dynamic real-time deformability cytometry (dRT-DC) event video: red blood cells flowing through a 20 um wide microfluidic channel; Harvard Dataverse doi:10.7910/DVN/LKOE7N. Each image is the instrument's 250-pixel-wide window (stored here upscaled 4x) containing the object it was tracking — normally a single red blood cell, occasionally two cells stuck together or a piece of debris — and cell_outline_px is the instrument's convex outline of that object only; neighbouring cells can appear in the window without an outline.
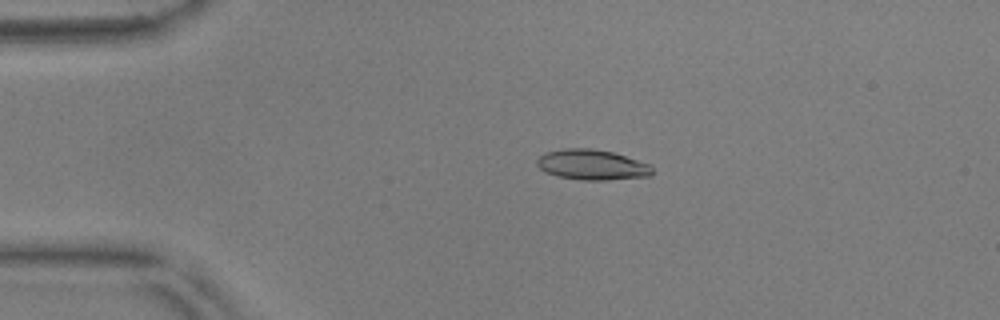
{"species": "common noctule bat (a hibernating species)", "species_latin": "Nyctalus noctula", "temperature_condition": "warm", "stored_images_in_passage": 47, "camera_frame_rate_fps": 3000, "um_per_image_px": 0.085, "animal": {"sex": "male", "body_mass_g": 17.9, "forearm_length_mm": 54.2}, "frame": {"image": 1, "passage_image": 4, "time_ms": 1.0, "image_size_px": [1000, 320], "cell_outline_px": [[656, 172], [652, 176], [608, 180], [580, 180], [556, 176], [544, 172], [536, 164], [536, 160], [544, 152], [564, 148], [592, 148], [612, 152], [652, 164]], "centroid_in_image_um": [50.36, 14.01], "position_along_channel_um": 34.6, "area_um2": 20.87}}
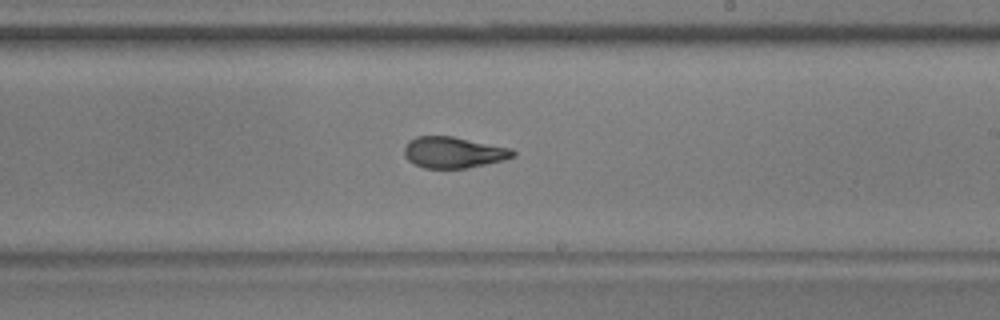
{"frame": {"image": 2, "passage_image": 25, "time_ms": 8.0, "image_size_px": [1000, 320], "cell_outline_px": [[516, 156], [504, 160], [464, 168], [424, 168], [408, 160], [404, 152], [404, 148], [408, 140], [416, 136], [452, 136], [512, 148], [516, 152]], "centroid_in_image_um": [38.56, 12.94], "position_along_channel_um": 250.4, "area_um2": 19.71}}
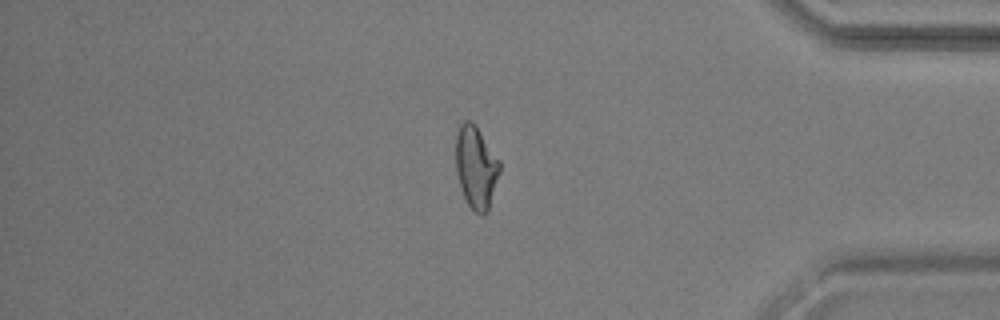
{"frame": {"image": 3, "passage_image": 39, "time_ms": 12.667, "image_size_px": [1000, 320], "cell_outline_px": [[500, 172], [488, 212], [476, 212], [468, 204], [460, 188], [456, 172], [456, 132], [460, 124], [464, 120], [472, 120], [476, 124], [500, 160]], "centroid_in_image_um": [40.46, 14.15], "position_along_channel_um": 394.7, "area_um2": 21.27}, "authors_computed_cell_mechanics": {"area_um2": 20.1144, "velocity_mm_per_s": 3.6694, "shape_relaxation_time_tau1_ms": null, "shape_relaxation_time_tau2_ms": 1.7394, "deformation_change_tau1": null, "deformation_change_tau2": 0.0874}}